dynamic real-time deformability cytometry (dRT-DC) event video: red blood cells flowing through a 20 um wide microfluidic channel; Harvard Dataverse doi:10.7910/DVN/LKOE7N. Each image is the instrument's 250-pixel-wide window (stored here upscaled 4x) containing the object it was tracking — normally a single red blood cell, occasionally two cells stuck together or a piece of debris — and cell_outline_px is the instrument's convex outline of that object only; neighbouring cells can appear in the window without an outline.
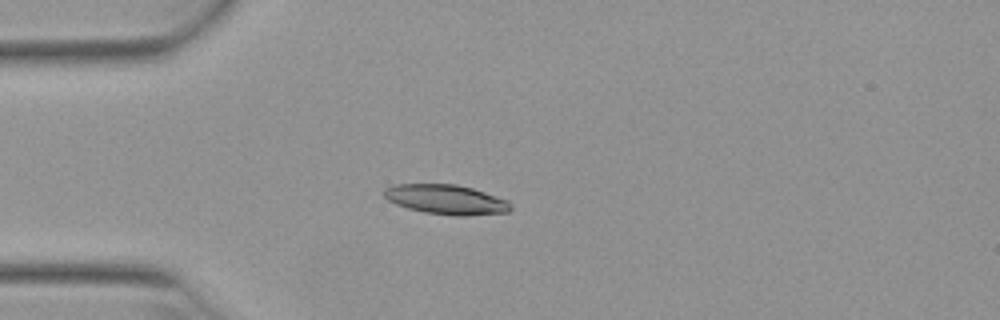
{"species": "Egyptian fruit bat (a non-hibernating species)", "species_latin": "Rousettus aegyptiacus", "temperature_condition": "warm", "stored_images_in_passage": 39, "camera_frame_rate_fps": 3000, "um_per_image_px": 0.085, "animal": {"sex": "female"}, "frame": {"image": 1, "passage_image": 1, "time_ms": 0.0, "image_size_px": [1000, 320], "cell_outline_px": [[512, 208], [508, 212], [464, 216], [456, 216], [424, 212], [408, 208], [396, 204], [388, 200], [384, 196], [384, 188], [396, 184], [456, 184], [472, 188], [508, 200], [512, 204]], "centroid_in_image_um": [37.93, 16.96], "position_along_channel_um": 47.1, "area_um2": 21.91}}
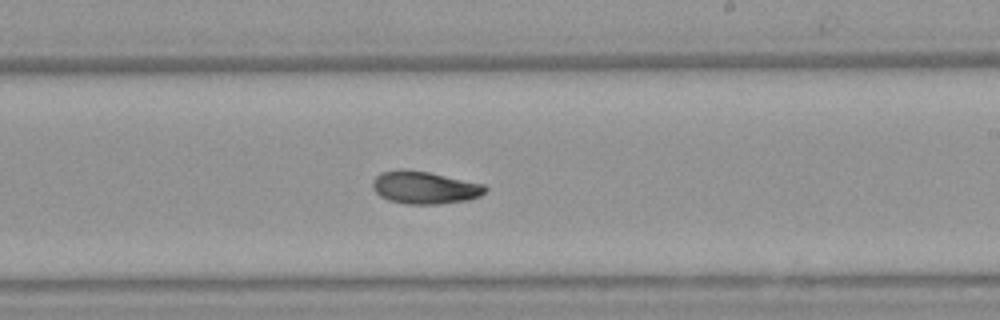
{"frame": {"image": 2, "passage_image": 18, "time_ms": 5.667, "image_size_px": [1000, 320], "cell_outline_px": [[488, 188], [480, 196], [468, 200], [440, 204], [404, 204], [388, 200], [380, 196], [372, 188], [372, 180], [380, 172], [400, 168], [404, 168], [428, 172], [484, 184]], "centroid_in_image_um": [36.05, 15.94], "position_along_channel_um": 252.9, "area_um2": 21.62}}
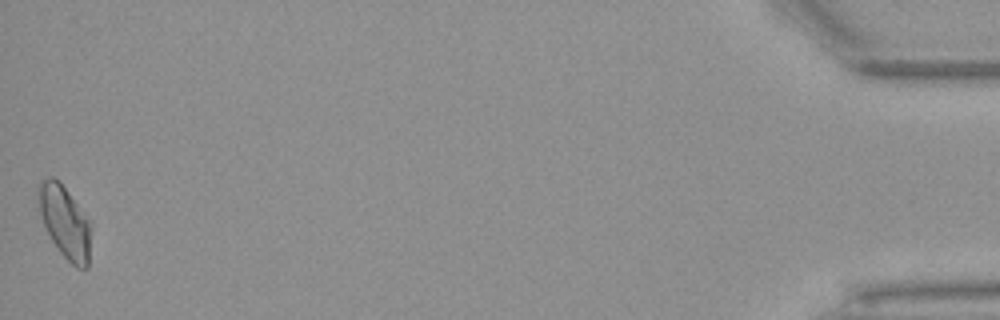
{"frame": {"image": 3, "passage_image": 39, "time_ms": 12.667, "image_size_px": [1000, 320], "cell_outline_px": [[92, 228], [88, 268], [76, 268], [60, 252], [52, 240], [44, 224], [40, 212], [36, 196], [36, 188], [40, 180], [48, 176], [52, 176], [60, 180], [92, 224]], "centroid_in_image_um": [5.51, 18.82], "position_along_channel_um": 429.7, "area_um2": 22.6}, "authors_computed_cell_mechanics": {"area_um2": 21.2704, "velocity_mm_per_s": 3.9205, "shape_relaxation_time_tau1_ms": 10.7974, "shape_relaxation_time_tau2_ms": 5.5421, "deformation_change_tau1": 0.2519, "deformation_change_tau2": 0.1004}}